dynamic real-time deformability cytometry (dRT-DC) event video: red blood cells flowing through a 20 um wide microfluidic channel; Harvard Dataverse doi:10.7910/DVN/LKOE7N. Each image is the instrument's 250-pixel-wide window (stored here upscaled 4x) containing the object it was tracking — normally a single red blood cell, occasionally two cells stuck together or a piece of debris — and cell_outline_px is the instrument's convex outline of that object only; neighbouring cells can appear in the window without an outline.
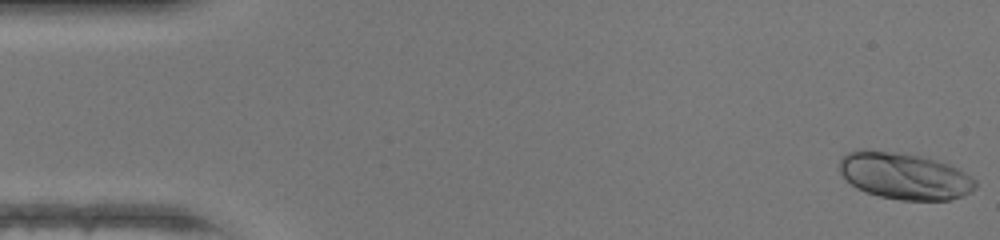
{"species": "human", "species_latin": "Homo sapiens", "temperature_condition": "warm", "stored_images_in_passage": 47, "camera_frame_rate_fps": 3000, "um_per_image_px": 0.085, "donor": {"sex": "female"}, "frame": {"image": 1, "passage_image": 1, "time_ms": 0.0, "image_size_px": [1000, 240], "cell_outline_px": [[976, 188], [972, 192], [948, 200], [900, 200], [880, 196], [864, 192], [856, 188], [840, 172], [840, 156], [848, 152], [860, 148], [864, 148], [896, 152], [920, 156], [936, 160], [948, 164], [972, 176], [976, 180]], "centroid_in_image_um": [76.86, 14.94], "position_along_channel_um": 8.1, "area_um2": 37.17}}
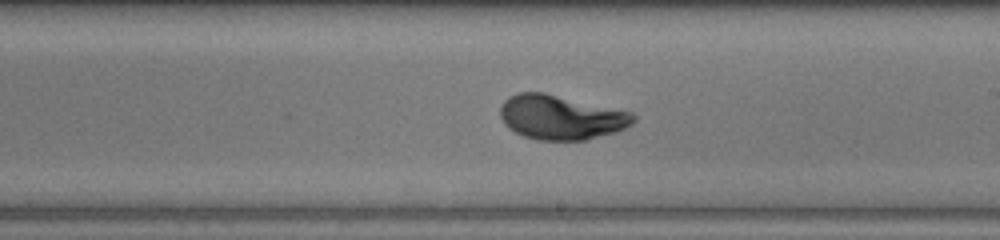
{"frame": {"image": 2, "passage_image": 27, "time_ms": 8.667, "image_size_px": [1000, 240], "cell_outline_px": [[636, 120], [632, 124], [616, 132], [584, 140], [536, 140], [524, 136], [508, 128], [504, 124], [500, 116], [500, 108], [504, 100], [508, 96], [516, 92], [544, 92], [632, 112], [636, 116]], "centroid_in_image_um": [47.67, 9.96], "position_along_channel_um": 241.3, "area_um2": 34.62}}
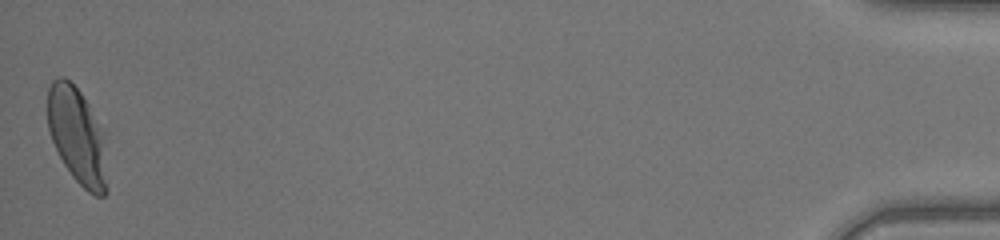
{"frame": {"image": 3, "passage_image": 47, "time_ms": 15.333, "image_size_px": [1000, 240], "cell_outline_px": [[108, 192], [104, 196], [96, 196], [88, 192], [72, 176], [64, 164], [52, 140], [48, 128], [48, 88], [52, 80], [56, 76], [64, 76], [80, 92], [108, 132]], "centroid_in_image_um": [6.67, 11.59], "position_along_channel_um": 428.5, "area_um2": 34.85}, "authors_computed_cell_mechanics": {"area_um2": 34.0442, "velocity_mm_per_s": 4.3416, "shape_relaxation_time_tau1_ms": 3.0435, "shape_relaxation_time_tau2_ms": null, "deformation_change_tau1": 0.1796, "deformation_change_tau2": null}}